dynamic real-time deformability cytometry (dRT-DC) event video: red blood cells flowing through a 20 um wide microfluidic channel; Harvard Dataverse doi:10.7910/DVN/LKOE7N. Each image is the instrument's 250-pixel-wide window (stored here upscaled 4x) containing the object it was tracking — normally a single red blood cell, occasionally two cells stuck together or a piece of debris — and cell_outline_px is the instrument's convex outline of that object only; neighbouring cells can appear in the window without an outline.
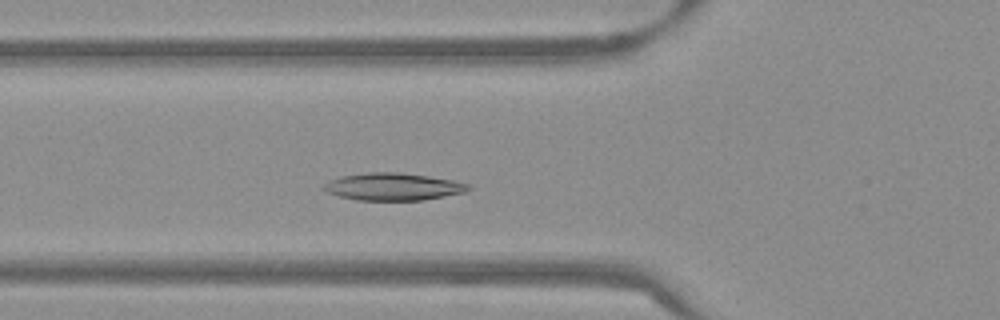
{"species": "Egyptian fruit bat (a non-hibernating species)", "species_latin": "Rousettus aegyptiacus", "temperature_condition": "warm", "stored_images_in_passage": 47, "camera_frame_rate_fps": 3000, "um_per_image_px": 0.085, "frame": {"image": 1, "passage_image": 13, "time_ms": 4.0, "image_size_px": [1000, 320], "cell_outline_px": [[472, 188], [464, 192], [424, 200], [356, 200], [340, 196], [328, 192], [320, 188], [328, 180], [340, 176], [368, 172], [400, 172], [428, 176], [452, 180], [468, 184]], "centroid_in_image_um": [33.37, 15.86], "position_along_channel_um": 92.4, "area_um2": 23.06}}
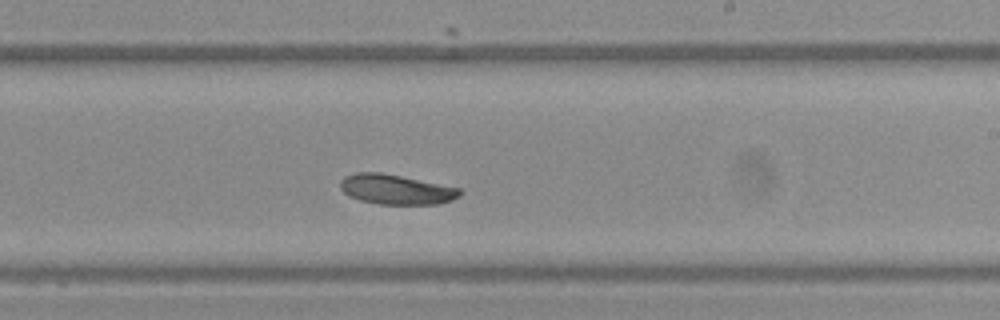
{"frame": {"image": 2, "passage_image": 26, "time_ms": 8.333, "image_size_px": [1000, 320], "cell_outline_px": [[464, 192], [460, 196], [452, 200], [436, 204], [380, 204], [360, 200], [348, 196], [340, 188], [340, 180], [344, 176], [356, 172], [380, 172], [460, 188]], "centroid_in_image_um": [33.65, 16.1], "position_along_channel_um": 255.3, "area_um2": 20.81}}
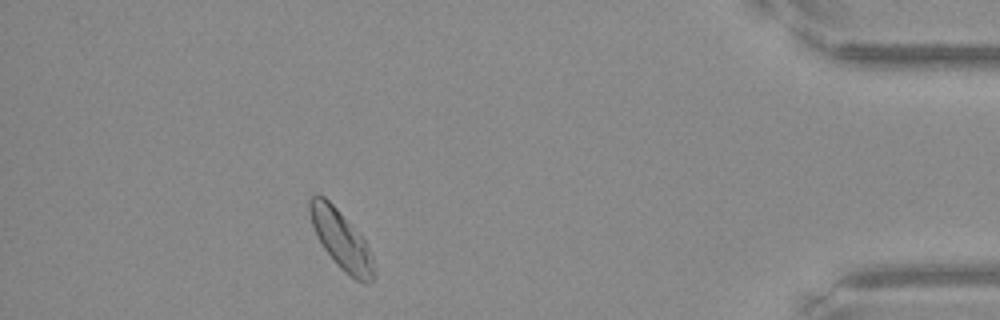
{"frame": {"image": 3, "passage_image": 42, "time_ms": 13.667, "image_size_px": [1000, 320], "cell_outline_px": [[376, 276], [372, 280], [364, 284], [348, 276], [336, 264], [324, 248], [316, 236], [312, 224], [308, 208], [308, 200], [316, 192], [324, 196], [340, 212], [364, 240], [372, 256], [376, 272]], "centroid_in_image_um": [28.99, 20.4], "position_along_channel_um": 406.2, "area_um2": 21.91}, "authors_computed_cell_mechanics": {"area_um2": 21.7906, "velocity_mm_per_s": 3.7592, "shape_relaxation_time_tau1_ms": 2.5081, "shape_relaxation_time_tau2_ms": null, "deformation_change_tau1": 0.0769, "deformation_change_tau2": null}}